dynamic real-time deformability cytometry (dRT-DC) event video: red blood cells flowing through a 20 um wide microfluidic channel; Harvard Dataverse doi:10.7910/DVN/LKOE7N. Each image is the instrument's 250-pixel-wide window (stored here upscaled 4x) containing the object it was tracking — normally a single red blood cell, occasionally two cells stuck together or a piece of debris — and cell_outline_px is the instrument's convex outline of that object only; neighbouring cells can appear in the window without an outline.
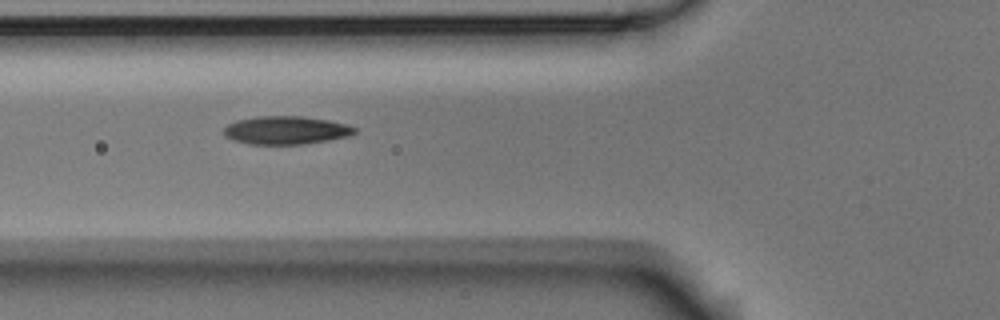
{"species": "Egyptian fruit bat (a non-hibernating species)", "species_latin": "Rousettus aegyptiacus", "temperature_condition": "room temperature", "stored_images_in_passage": 6, "camera_frame_rate_fps": 3000, "um_per_image_px": 0.085, "animal": {"sex": "male"}, "frame": {"image": 1, "passage_image": 2, "time_ms": 0.333, "image_size_px": [1000, 320], "cell_outline_px": [[356, 132], [348, 136], [328, 140], [300, 144], [252, 144], [232, 140], [224, 136], [224, 128], [228, 124], [236, 120], [256, 116], [304, 116], [328, 120], [348, 124], [356, 128]], "centroid_in_image_um": [24.29, 11.06], "position_along_channel_um": 101.5, "area_um2": 21.5}}
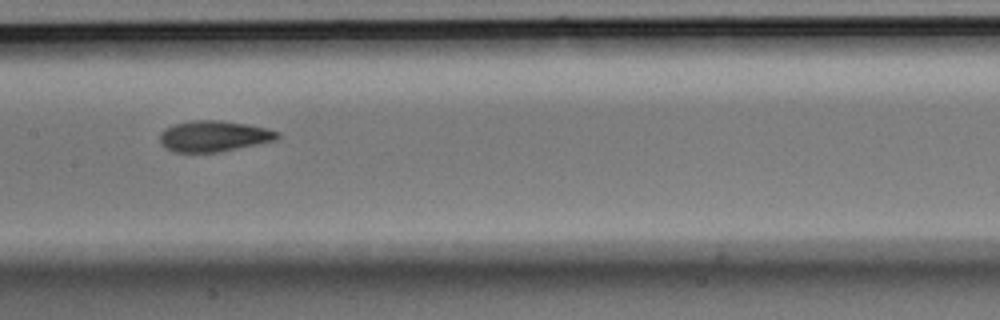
{"frame": {"image": 2, "passage_image": 4, "time_ms": 1.0, "image_size_px": [1000, 320], "cell_outline_px": [[280, 136], [276, 140], [260, 144], [220, 152], [176, 152], [160, 144], [160, 132], [164, 128], [176, 124], [192, 120], [220, 120], [248, 124], [268, 128], [280, 132]], "centroid_in_image_um": [18.22, 11.57], "position_along_channel_um": 189.2, "area_um2": 21.39}}
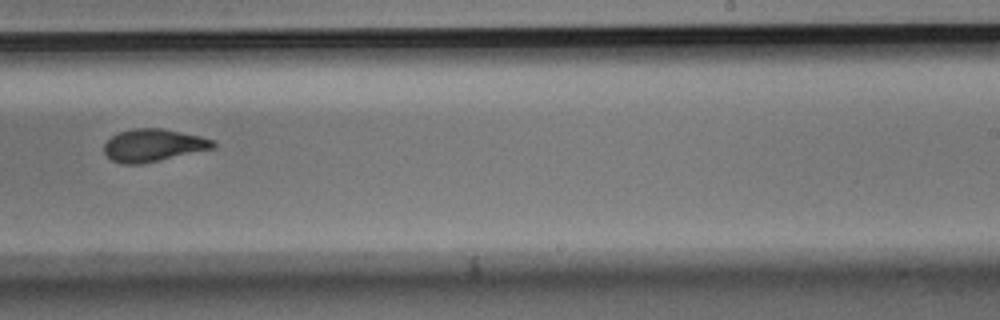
{"frame": {"image": 3, "passage_image": 6, "time_ms": 1.667, "image_size_px": [1000, 320], "cell_outline_px": [[216, 148], [140, 164], [124, 164], [112, 160], [104, 152], [104, 144], [112, 136], [120, 132], [132, 128], [160, 128], [200, 136], [216, 140]], "centroid_in_image_um": [13.06, 12.34], "position_along_channel_um": 275.9, "area_um2": 20.58}}